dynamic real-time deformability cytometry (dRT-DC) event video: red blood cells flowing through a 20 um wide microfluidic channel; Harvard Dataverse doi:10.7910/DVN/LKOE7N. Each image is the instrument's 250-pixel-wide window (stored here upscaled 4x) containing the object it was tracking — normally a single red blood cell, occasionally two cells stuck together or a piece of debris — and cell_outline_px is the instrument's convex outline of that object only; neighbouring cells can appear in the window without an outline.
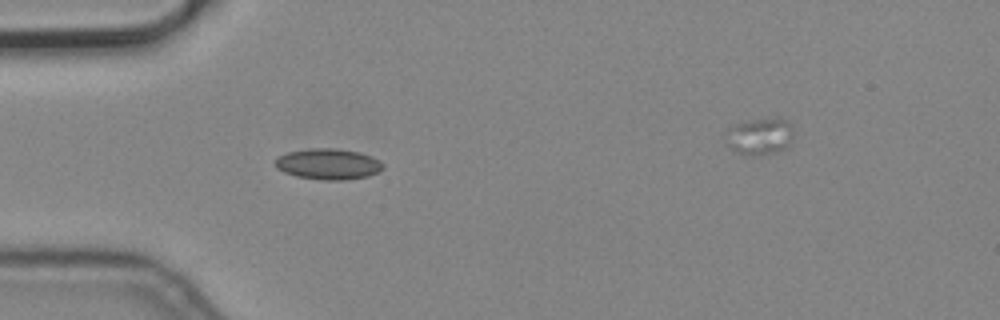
{"species": "common noctule bat (a hibernating species)", "species_latin": "Nyctalus noctula", "temperature_condition": "cold", "stored_images_in_passage": 2, "segment_of_instrument_passage": [1, 2], "camera_frame_rate_fps": 3000, "um_per_image_px": 0.085, "animal": {"sex": "male", "body_mass_g": 19.2, "forearm_length_mm": 51.8}, "frame": {"image": 1, "passage_image": 1, "time_ms": 0.0, "image_size_px": [1000, 320], "cell_outline_px": [[384, 168], [380, 172], [368, 176], [344, 180], [324, 180], [296, 176], [284, 172], [276, 168], [276, 156], [288, 152], [308, 148], [336, 148], [360, 152], [380, 160], [384, 164]], "centroid_in_image_um": [27.92, 13.94], "position_along_channel_um": 57.1, "area_um2": 19.59}}